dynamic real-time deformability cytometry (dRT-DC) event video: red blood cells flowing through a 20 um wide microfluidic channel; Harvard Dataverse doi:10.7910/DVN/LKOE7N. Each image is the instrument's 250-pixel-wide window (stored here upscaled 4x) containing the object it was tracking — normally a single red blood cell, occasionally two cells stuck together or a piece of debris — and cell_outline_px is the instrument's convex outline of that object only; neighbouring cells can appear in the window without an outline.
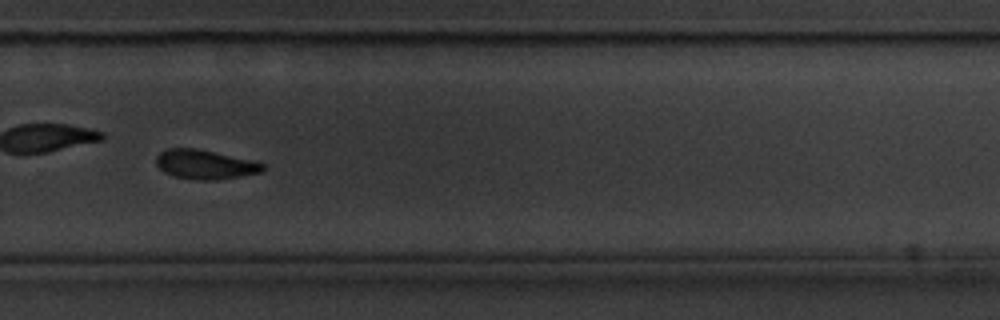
{"species": "common noctule bat (a hibernating species)", "species_latin": "Nyctalus noctula", "temperature_condition": "cold", "stored_images_in_passage": 42, "camera_frame_rate_fps": 3000, "um_per_image_px": 0.085, "animal": {"sex": "male", "body_mass_g": 20.1, "forearm_length_mm": 53.5}, "frame": {"image": 1, "passage_image": 24, "time_ms": 7.667, "image_size_px": [1000, 320], "cell_outline_px": [[264, 168], [260, 172], [240, 176], [216, 180], [200, 180], [172, 176], [164, 172], [156, 164], [156, 156], [160, 152], [168, 148], [196, 148], [252, 160], [264, 164]], "centroid_in_image_um": [17.39, 13.97], "position_along_channel_um": 312.4, "area_um2": 18.09}}
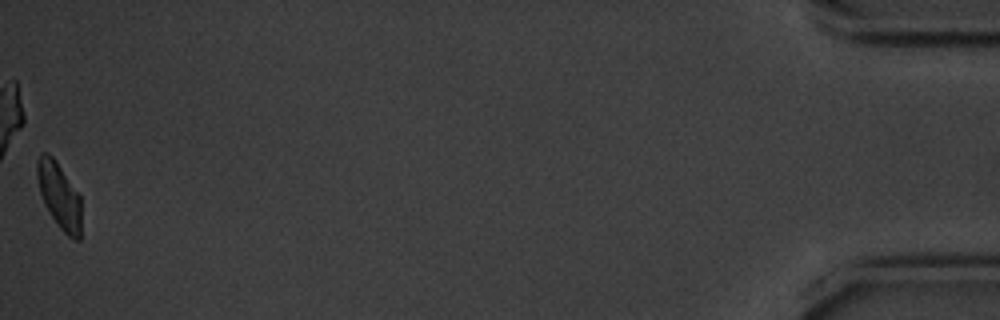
{"frame": {"image": 2, "passage_image": 42, "time_ms": 13.667, "image_size_px": [1000, 320], "cell_outline_px": [[80, 240], [72, 240], [60, 228], [44, 204], [40, 192], [36, 176], [36, 160], [40, 152], [48, 152], [56, 160], [80, 196]], "centroid_in_image_um": [5.01, 16.58], "position_along_channel_um": 430.2, "area_um2": 16.99}, "authors_computed_cell_mechanics": {"area_um2": 19.0451, "velocity_mm_per_s": 3.547, "shape_relaxation_time_tau1_ms": 2.6287, "shape_relaxation_time_tau2_ms": null, "deformation_change_tau1": 0.1116, "deformation_change_tau2": null}}